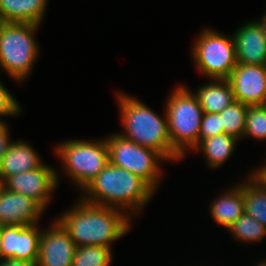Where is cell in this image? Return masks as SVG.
Instances as JSON below:
<instances>
[{
  "label": "cell",
  "instance_id": "1",
  "mask_svg": "<svg viewBox=\"0 0 266 266\" xmlns=\"http://www.w3.org/2000/svg\"><path fill=\"white\" fill-rule=\"evenodd\" d=\"M76 247L84 245L112 248V243L131 228V217L112 207L87 203L79 198L74 206L56 219Z\"/></svg>",
  "mask_w": 266,
  "mask_h": 266
},
{
  "label": "cell",
  "instance_id": "2",
  "mask_svg": "<svg viewBox=\"0 0 266 266\" xmlns=\"http://www.w3.org/2000/svg\"><path fill=\"white\" fill-rule=\"evenodd\" d=\"M82 192L83 201L122 210L129 217L140 214L156 194L141 177L110 162Z\"/></svg>",
  "mask_w": 266,
  "mask_h": 266
},
{
  "label": "cell",
  "instance_id": "3",
  "mask_svg": "<svg viewBox=\"0 0 266 266\" xmlns=\"http://www.w3.org/2000/svg\"><path fill=\"white\" fill-rule=\"evenodd\" d=\"M120 110V119L124 133L119 134L136 144L158 152L166 161L182 160V157L172 148L168 119L155 113L146 104L125 93L116 94Z\"/></svg>",
  "mask_w": 266,
  "mask_h": 266
},
{
  "label": "cell",
  "instance_id": "4",
  "mask_svg": "<svg viewBox=\"0 0 266 266\" xmlns=\"http://www.w3.org/2000/svg\"><path fill=\"white\" fill-rule=\"evenodd\" d=\"M40 25L26 22H0V68L17 82L32 72L39 55L35 39Z\"/></svg>",
  "mask_w": 266,
  "mask_h": 266
},
{
  "label": "cell",
  "instance_id": "5",
  "mask_svg": "<svg viewBox=\"0 0 266 266\" xmlns=\"http://www.w3.org/2000/svg\"><path fill=\"white\" fill-rule=\"evenodd\" d=\"M164 110L172 148L184 158L188 151H193L199 144L204 111L195 93L182 85L171 92Z\"/></svg>",
  "mask_w": 266,
  "mask_h": 266
},
{
  "label": "cell",
  "instance_id": "6",
  "mask_svg": "<svg viewBox=\"0 0 266 266\" xmlns=\"http://www.w3.org/2000/svg\"><path fill=\"white\" fill-rule=\"evenodd\" d=\"M63 171L81 191L109 163L106 138L102 140H67L55 148Z\"/></svg>",
  "mask_w": 266,
  "mask_h": 266
},
{
  "label": "cell",
  "instance_id": "7",
  "mask_svg": "<svg viewBox=\"0 0 266 266\" xmlns=\"http://www.w3.org/2000/svg\"><path fill=\"white\" fill-rule=\"evenodd\" d=\"M191 49L192 60L205 77L227 79L237 65L233 36L203 28Z\"/></svg>",
  "mask_w": 266,
  "mask_h": 266
},
{
  "label": "cell",
  "instance_id": "8",
  "mask_svg": "<svg viewBox=\"0 0 266 266\" xmlns=\"http://www.w3.org/2000/svg\"><path fill=\"white\" fill-rule=\"evenodd\" d=\"M106 142L111 164L141 177L157 192L163 179L160 162H166L158 152L125 139L116 132L109 135Z\"/></svg>",
  "mask_w": 266,
  "mask_h": 266
},
{
  "label": "cell",
  "instance_id": "9",
  "mask_svg": "<svg viewBox=\"0 0 266 266\" xmlns=\"http://www.w3.org/2000/svg\"><path fill=\"white\" fill-rule=\"evenodd\" d=\"M56 168L43 163L36 169L6 177L0 184L8 191L23 194L36 201L44 210L58 187L60 176Z\"/></svg>",
  "mask_w": 266,
  "mask_h": 266
},
{
  "label": "cell",
  "instance_id": "10",
  "mask_svg": "<svg viewBox=\"0 0 266 266\" xmlns=\"http://www.w3.org/2000/svg\"><path fill=\"white\" fill-rule=\"evenodd\" d=\"M39 223L1 226V251L3 259L13 258L37 262L40 235Z\"/></svg>",
  "mask_w": 266,
  "mask_h": 266
},
{
  "label": "cell",
  "instance_id": "11",
  "mask_svg": "<svg viewBox=\"0 0 266 266\" xmlns=\"http://www.w3.org/2000/svg\"><path fill=\"white\" fill-rule=\"evenodd\" d=\"M227 80L235 100L247 105L266 100V65L237 64Z\"/></svg>",
  "mask_w": 266,
  "mask_h": 266
},
{
  "label": "cell",
  "instance_id": "12",
  "mask_svg": "<svg viewBox=\"0 0 266 266\" xmlns=\"http://www.w3.org/2000/svg\"><path fill=\"white\" fill-rule=\"evenodd\" d=\"M42 229L36 266H72L76 245L56 220Z\"/></svg>",
  "mask_w": 266,
  "mask_h": 266
},
{
  "label": "cell",
  "instance_id": "13",
  "mask_svg": "<svg viewBox=\"0 0 266 266\" xmlns=\"http://www.w3.org/2000/svg\"><path fill=\"white\" fill-rule=\"evenodd\" d=\"M233 34L237 64L266 65V24L262 20L246 22Z\"/></svg>",
  "mask_w": 266,
  "mask_h": 266
},
{
  "label": "cell",
  "instance_id": "14",
  "mask_svg": "<svg viewBox=\"0 0 266 266\" xmlns=\"http://www.w3.org/2000/svg\"><path fill=\"white\" fill-rule=\"evenodd\" d=\"M43 211L33 199L8 191L0 184V226L36 224Z\"/></svg>",
  "mask_w": 266,
  "mask_h": 266
},
{
  "label": "cell",
  "instance_id": "15",
  "mask_svg": "<svg viewBox=\"0 0 266 266\" xmlns=\"http://www.w3.org/2000/svg\"><path fill=\"white\" fill-rule=\"evenodd\" d=\"M27 141H13L0 162V183L9 176L40 167L43 162Z\"/></svg>",
  "mask_w": 266,
  "mask_h": 266
},
{
  "label": "cell",
  "instance_id": "16",
  "mask_svg": "<svg viewBox=\"0 0 266 266\" xmlns=\"http://www.w3.org/2000/svg\"><path fill=\"white\" fill-rule=\"evenodd\" d=\"M49 0H0V22L42 24Z\"/></svg>",
  "mask_w": 266,
  "mask_h": 266
},
{
  "label": "cell",
  "instance_id": "17",
  "mask_svg": "<svg viewBox=\"0 0 266 266\" xmlns=\"http://www.w3.org/2000/svg\"><path fill=\"white\" fill-rule=\"evenodd\" d=\"M221 196L210 204V215L215 222L224 228L230 227L243 213V183L227 188Z\"/></svg>",
  "mask_w": 266,
  "mask_h": 266
},
{
  "label": "cell",
  "instance_id": "18",
  "mask_svg": "<svg viewBox=\"0 0 266 266\" xmlns=\"http://www.w3.org/2000/svg\"><path fill=\"white\" fill-rule=\"evenodd\" d=\"M204 112L220 113L235 101L231 85L227 79H210L206 85L195 91Z\"/></svg>",
  "mask_w": 266,
  "mask_h": 266
},
{
  "label": "cell",
  "instance_id": "19",
  "mask_svg": "<svg viewBox=\"0 0 266 266\" xmlns=\"http://www.w3.org/2000/svg\"><path fill=\"white\" fill-rule=\"evenodd\" d=\"M238 139L222 133L202 140L193 150H201L209 168H218L226 162L234 152Z\"/></svg>",
  "mask_w": 266,
  "mask_h": 266
},
{
  "label": "cell",
  "instance_id": "20",
  "mask_svg": "<svg viewBox=\"0 0 266 266\" xmlns=\"http://www.w3.org/2000/svg\"><path fill=\"white\" fill-rule=\"evenodd\" d=\"M249 173L243 183L244 213L255 218L266 229V186L252 172Z\"/></svg>",
  "mask_w": 266,
  "mask_h": 266
},
{
  "label": "cell",
  "instance_id": "21",
  "mask_svg": "<svg viewBox=\"0 0 266 266\" xmlns=\"http://www.w3.org/2000/svg\"><path fill=\"white\" fill-rule=\"evenodd\" d=\"M248 106L249 105L235 100L219 113L221 115V122L225 134L231 135L238 140L244 138Z\"/></svg>",
  "mask_w": 266,
  "mask_h": 266
},
{
  "label": "cell",
  "instance_id": "22",
  "mask_svg": "<svg viewBox=\"0 0 266 266\" xmlns=\"http://www.w3.org/2000/svg\"><path fill=\"white\" fill-rule=\"evenodd\" d=\"M237 241L255 243L266 236L265 227L255 218L243 213L230 227L227 228Z\"/></svg>",
  "mask_w": 266,
  "mask_h": 266
},
{
  "label": "cell",
  "instance_id": "23",
  "mask_svg": "<svg viewBox=\"0 0 266 266\" xmlns=\"http://www.w3.org/2000/svg\"><path fill=\"white\" fill-rule=\"evenodd\" d=\"M112 249L105 246L84 245L76 247L72 266H110Z\"/></svg>",
  "mask_w": 266,
  "mask_h": 266
},
{
  "label": "cell",
  "instance_id": "24",
  "mask_svg": "<svg viewBox=\"0 0 266 266\" xmlns=\"http://www.w3.org/2000/svg\"><path fill=\"white\" fill-rule=\"evenodd\" d=\"M266 140V110L262 105H249L246 113L244 138Z\"/></svg>",
  "mask_w": 266,
  "mask_h": 266
},
{
  "label": "cell",
  "instance_id": "25",
  "mask_svg": "<svg viewBox=\"0 0 266 266\" xmlns=\"http://www.w3.org/2000/svg\"><path fill=\"white\" fill-rule=\"evenodd\" d=\"M224 133V128L221 122L219 113L204 112L200 125L199 143L209 137Z\"/></svg>",
  "mask_w": 266,
  "mask_h": 266
},
{
  "label": "cell",
  "instance_id": "26",
  "mask_svg": "<svg viewBox=\"0 0 266 266\" xmlns=\"http://www.w3.org/2000/svg\"><path fill=\"white\" fill-rule=\"evenodd\" d=\"M21 105L0 81V118L4 116H19Z\"/></svg>",
  "mask_w": 266,
  "mask_h": 266
},
{
  "label": "cell",
  "instance_id": "27",
  "mask_svg": "<svg viewBox=\"0 0 266 266\" xmlns=\"http://www.w3.org/2000/svg\"><path fill=\"white\" fill-rule=\"evenodd\" d=\"M8 128L9 126L5 122L0 124V162L13 142L10 140V130Z\"/></svg>",
  "mask_w": 266,
  "mask_h": 266
},
{
  "label": "cell",
  "instance_id": "28",
  "mask_svg": "<svg viewBox=\"0 0 266 266\" xmlns=\"http://www.w3.org/2000/svg\"><path fill=\"white\" fill-rule=\"evenodd\" d=\"M0 266H36V263L27 260L6 258L0 261Z\"/></svg>",
  "mask_w": 266,
  "mask_h": 266
},
{
  "label": "cell",
  "instance_id": "29",
  "mask_svg": "<svg viewBox=\"0 0 266 266\" xmlns=\"http://www.w3.org/2000/svg\"><path fill=\"white\" fill-rule=\"evenodd\" d=\"M3 259L1 251V226H0V261Z\"/></svg>",
  "mask_w": 266,
  "mask_h": 266
},
{
  "label": "cell",
  "instance_id": "30",
  "mask_svg": "<svg viewBox=\"0 0 266 266\" xmlns=\"http://www.w3.org/2000/svg\"><path fill=\"white\" fill-rule=\"evenodd\" d=\"M256 266H266V259L263 261L261 260Z\"/></svg>",
  "mask_w": 266,
  "mask_h": 266
},
{
  "label": "cell",
  "instance_id": "31",
  "mask_svg": "<svg viewBox=\"0 0 266 266\" xmlns=\"http://www.w3.org/2000/svg\"><path fill=\"white\" fill-rule=\"evenodd\" d=\"M260 19L266 24V11Z\"/></svg>",
  "mask_w": 266,
  "mask_h": 266
},
{
  "label": "cell",
  "instance_id": "32",
  "mask_svg": "<svg viewBox=\"0 0 266 266\" xmlns=\"http://www.w3.org/2000/svg\"><path fill=\"white\" fill-rule=\"evenodd\" d=\"M262 106L265 108L266 110V100L263 102Z\"/></svg>",
  "mask_w": 266,
  "mask_h": 266
},
{
  "label": "cell",
  "instance_id": "33",
  "mask_svg": "<svg viewBox=\"0 0 266 266\" xmlns=\"http://www.w3.org/2000/svg\"><path fill=\"white\" fill-rule=\"evenodd\" d=\"M1 123H4V119H3V120H2V119H0V124H1Z\"/></svg>",
  "mask_w": 266,
  "mask_h": 266
}]
</instances>
